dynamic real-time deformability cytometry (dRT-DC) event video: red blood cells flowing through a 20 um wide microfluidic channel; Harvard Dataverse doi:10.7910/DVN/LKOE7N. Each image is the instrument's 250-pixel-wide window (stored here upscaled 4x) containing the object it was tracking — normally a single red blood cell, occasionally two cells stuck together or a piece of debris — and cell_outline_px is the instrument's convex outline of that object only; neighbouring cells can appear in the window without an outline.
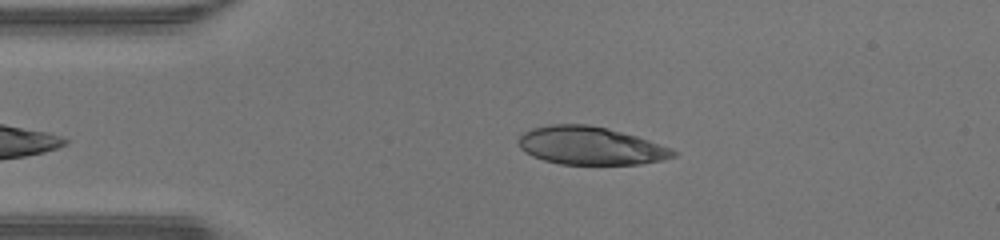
{"species": "human", "species_latin": "Homo sapiens", "temperature_condition": "warm", "stored_images_in_passage": 39, "camera_frame_rate_fps": 3000, "um_per_image_px": 0.085, "donor": {"sex": "male"}, "frame": {"image": 1, "passage_image": 2, "time_ms": 0.333, "image_size_px": [1000, 240], "cell_outline_px": [[676, 156], [660, 160], [640, 164], [560, 164], [544, 160], [532, 156], [524, 152], [520, 148], [520, 136], [524, 132], [532, 128], [548, 124], [588, 124], [608, 128], [636, 136], [672, 148], [676, 152]], "centroid_in_image_um": [50.18, 12.38], "position_along_channel_um": 34.8, "area_um2": 34.16}}
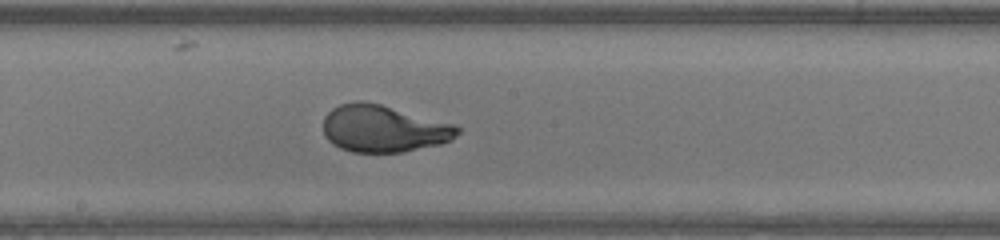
{"frame": {"image": 2, "passage_image": 17, "time_ms": 5.333, "image_size_px": [1000, 240], "cell_outline_px": [[460, 132], [452, 140], [440, 144], [404, 152], [352, 152], [340, 148], [332, 144], [324, 136], [324, 116], [332, 108], [340, 104], [356, 100], [360, 100], [380, 104], [452, 124], [460, 128]], "centroid_in_image_um": [32.57, 10.94], "position_along_channel_um": 215.6, "area_um2": 36.7}}
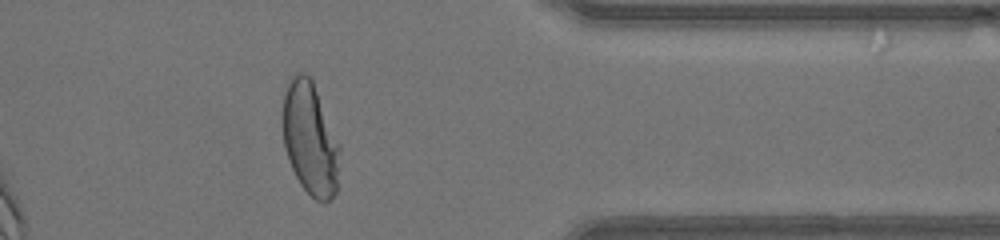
{"frame": {"image": 3, "passage_image": 30, "time_ms": 9.667, "image_size_px": [1000, 240], "cell_outline_px": [[340, 152], [336, 192], [324, 204], [316, 200], [300, 184], [288, 160], [284, 148], [280, 124], [284, 96], [288, 80], [296, 72], [304, 72], [312, 76], [340, 144]], "centroid_in_image_um": [26.34, 11.72], "position_along_channel_um": 385.1, "area_um2": 38.49}, "authors_computed_cell_mechanics": {"area_um2": 36.9342, "velocity_mm_per_s": 4.3352, "shape_relaxation_time_tau1_ms": 4.1202, "shape_relaxation_time_tau2_ms": null, "deformation_change_tau1": 0.2577, "deformation_change_tau2": null}}